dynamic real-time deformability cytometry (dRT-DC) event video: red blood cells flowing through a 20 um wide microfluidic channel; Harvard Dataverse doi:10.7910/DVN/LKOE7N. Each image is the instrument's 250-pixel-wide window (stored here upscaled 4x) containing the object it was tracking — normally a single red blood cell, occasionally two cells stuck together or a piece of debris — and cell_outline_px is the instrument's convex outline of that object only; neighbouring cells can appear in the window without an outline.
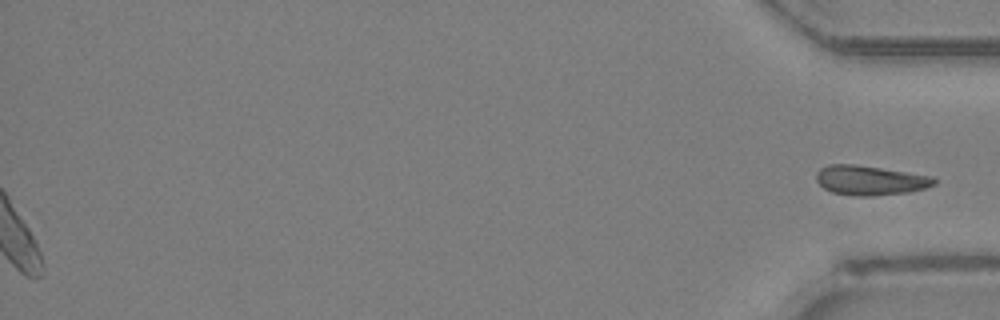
{"species": "Egyptian fruit bat (a non-hibernating species)", "species_latin": "Rousettus aegyptiacus", "temperature_condition": "room temperature", "stored_images_in_passage": 38, "segment_of_instrument_passage": [2, 2], "camera_frame_rate_fps": 3000, "um_per_image_px": 0.085, "animal": {"sex": "female"}, "frame": {"image": 1, "passage_image": 38, "time_ms": 12.333, "image_size_px": [1000, 320], "cell_outline_px": [[936, 184], [924, 188], [908, 192], [872, 196], [856, 196], [832, 192], [824, 188], [816, 180], [816, 172], [820, 168], [828, 164], [856, 164], [932, 176], [936, 180]], "centroid_in_image_um": [73.93, 15.32], "position_along_channel_um": 361.3, "area_um2": 20.29}}